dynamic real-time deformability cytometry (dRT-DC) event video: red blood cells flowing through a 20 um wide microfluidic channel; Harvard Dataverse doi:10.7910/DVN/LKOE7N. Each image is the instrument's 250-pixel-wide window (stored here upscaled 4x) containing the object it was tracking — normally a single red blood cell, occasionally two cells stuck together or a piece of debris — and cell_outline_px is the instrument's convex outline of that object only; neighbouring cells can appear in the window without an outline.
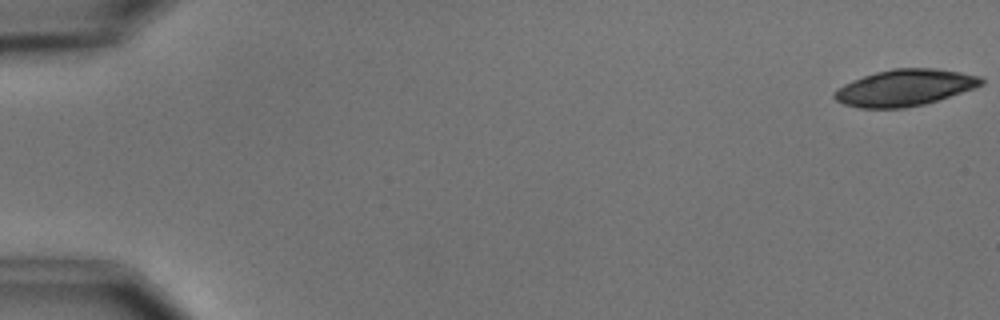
{"species": "common noctule bat (a hibernating species)", "species_latin": "Nyctalus noctula", "temperature_condition": "cold", "stored_images_in_passage": 22, "camera_frame_rate_fps": 3000, "um_per_image_px": 0.085, "animal": {"sex": "male", "body_mass_g": 15.6}, "frame": {"image": 1, "passage_image": 1, "time_ms": 0.0, "image_size_px": [1000, 320], "cell_outline_px": [[984, 84], [976, 88], [924, 104], [904, 108], [860, 108], [844, 104], [836, 100], [832, 96], [844, 84], [852, 80], [876, 72], [892, 68], [936, 68], [984, 76]], "centroid_in_image_um": [76.96, 7.44], "position_along_channel_um": 8.0, "area_um2": 31.27}}
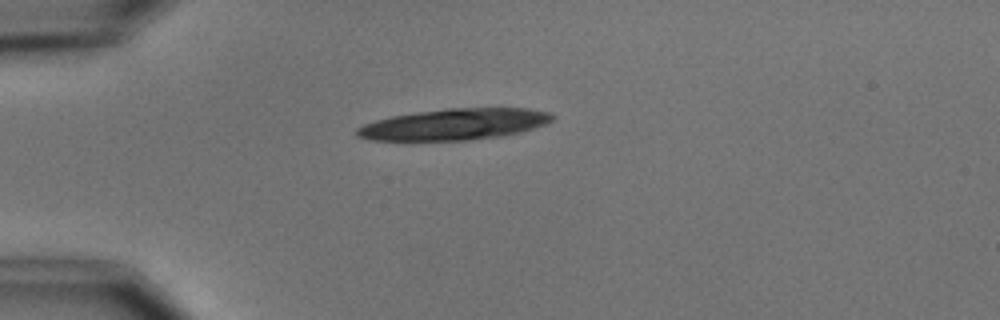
{"frame": {"image": 2, "passage_image": 15, "time_ms": 4.667, "image_size_px": [1000, 320], "cell_outline_px": [[556, 116], [552, 120], [544, 124], [520, 132], [504, 136], [468, 140], [368, 140], [356, 136], [356, 128], [364, 124], [376, 120], [392, 116], [416, 112], [448, 108], [528, 108], [548, 112]], "centroid_in_image_um": [38.61, 10.56], "position_along_channel_um": 46.4, "area_um2": 35.55}}